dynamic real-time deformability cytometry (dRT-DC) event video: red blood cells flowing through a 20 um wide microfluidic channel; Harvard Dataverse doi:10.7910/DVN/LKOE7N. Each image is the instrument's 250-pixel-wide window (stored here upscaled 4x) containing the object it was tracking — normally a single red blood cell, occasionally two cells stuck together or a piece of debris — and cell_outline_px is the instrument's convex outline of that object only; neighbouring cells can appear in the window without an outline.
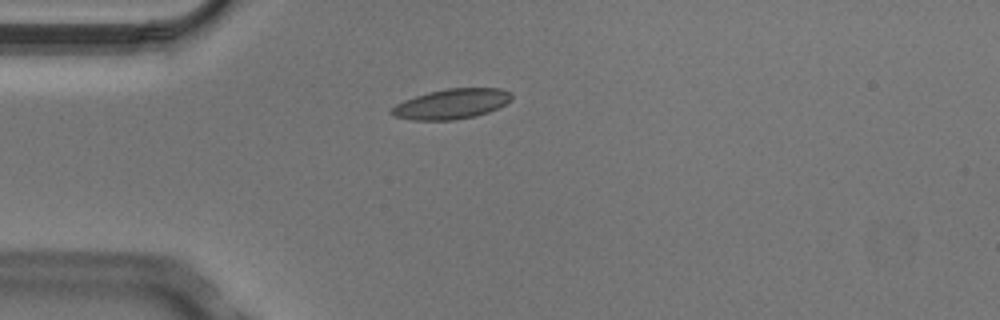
{"species": "Egyptian fruit bat (a non-hibernating species)", "species_latin": "Rousettus aegyptiacus", "temperature_condition": "cold", "stored_images_in_passage": 4, "camera_frame_rate_fps": 3000, "um_per_image_px": 0.085, "animal": {"sex": "male"}, "frame": {"image": 1, "passage_image": 4, "time_ms": 1.0, "image_size_px": [1000, 320], "cell_outline_px": [[512, 100], [488, 112], [476, 116], [456, 120], [412, 120], [392, 116], [388, 112], [396, 104], [404, 100], [428, 92], [448, 88], [500, 88], [512, 92]], "centroid_in_image_um": [38.37, 8.84], "position_along_channel_um": 46.6, "area_um2": 21.15}}